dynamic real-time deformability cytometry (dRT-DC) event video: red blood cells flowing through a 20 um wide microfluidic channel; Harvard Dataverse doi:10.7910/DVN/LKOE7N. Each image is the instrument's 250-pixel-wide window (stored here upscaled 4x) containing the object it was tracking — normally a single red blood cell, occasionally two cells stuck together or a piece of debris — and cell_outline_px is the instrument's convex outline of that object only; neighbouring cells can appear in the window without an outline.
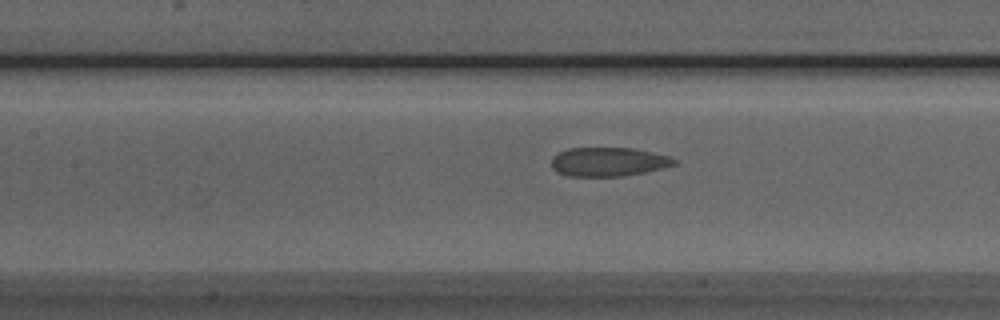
{"species": "Egyptian fruit bat (a non-hibernating species)", "species_latin": "Rousettus aegyptiacus", "temperature_condition": "room temperature", "stored_images_in_passage": 49, "camera_frame_rate_fps": 3000, "um_per_image_px": 0.085, "animal": {"sex": "male"}, "frame": {"image": 1, "passage_image": 22, "time_ms": 7.0, "image_size_px": [1000, 320], "cell_outline_px": [[676, 164], [664, 168], [624, 176], [568, 176], [556, 172], [552, 168], [552, 156], [556, 152], [568, 148], [632, 148], [668, 156], [676, 160]], "centroid_in_image_um": [51.66, 13.75], "position_along_channel_um": 155.7, "area_um2": 20.75}}
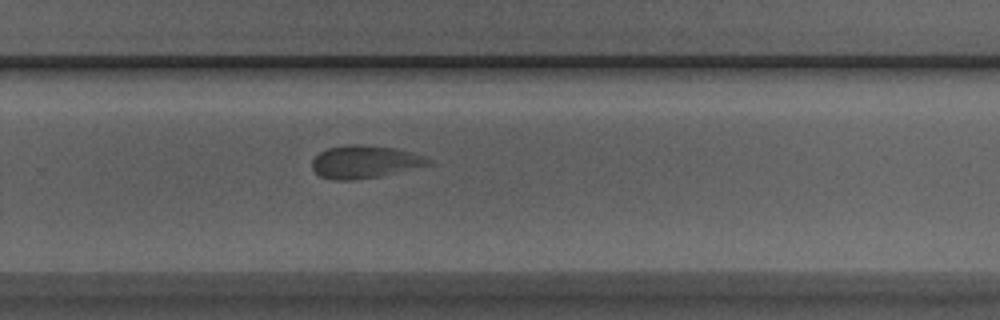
{"frame": {"image": 2, "passage_image": 33, "time_ms": 10.667, "image_size_px": [1000, 320], "cell_outline_px": [[432, 164], [376, 176], [352, 180], [332, 180], [320, 176], [312, 168], [312, 160], [320, 152], [328, 148], [348, 144], [364, 144], [400, 148], [424, 156], [432, 160]], "centroid_in_image_um": [31.0, 13.73], "position_along_channel_um": 298.8, "area_um2": 22.14}}
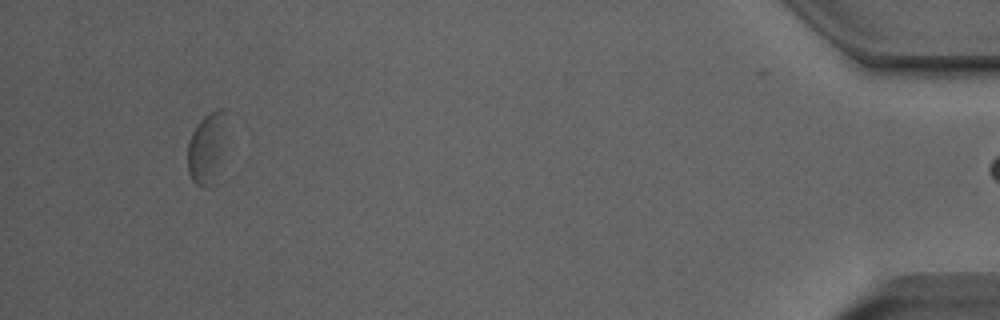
{"frame": {"image": 3, "passage_image": 48, "time_ms": 15.667, "image_size_px": [1000, 320], "cell_outline_px": [[224, 112], [216, 152], [208, 188], [196, 184], [192, 180], [188, 172], [188, 144], [192, 132], [200, 120], [208, 112], [216, 108], [224, 108]], "centroid_in_image_um": [17.38, 12.49], "position_along_channel_um": 417.8, "area_um2": 13.35}, "authors_computed_cell_mechanics": {"area_um2": 21.7328, "velocity_mm_per_s": 3.9186, "shape_relaxation_time_tau1_ms": null, "shape_relaxation_time_tau2_ms": 0.9179, "deformation_change_tau1": null, "deformation_change_tau2": 0.0697}}